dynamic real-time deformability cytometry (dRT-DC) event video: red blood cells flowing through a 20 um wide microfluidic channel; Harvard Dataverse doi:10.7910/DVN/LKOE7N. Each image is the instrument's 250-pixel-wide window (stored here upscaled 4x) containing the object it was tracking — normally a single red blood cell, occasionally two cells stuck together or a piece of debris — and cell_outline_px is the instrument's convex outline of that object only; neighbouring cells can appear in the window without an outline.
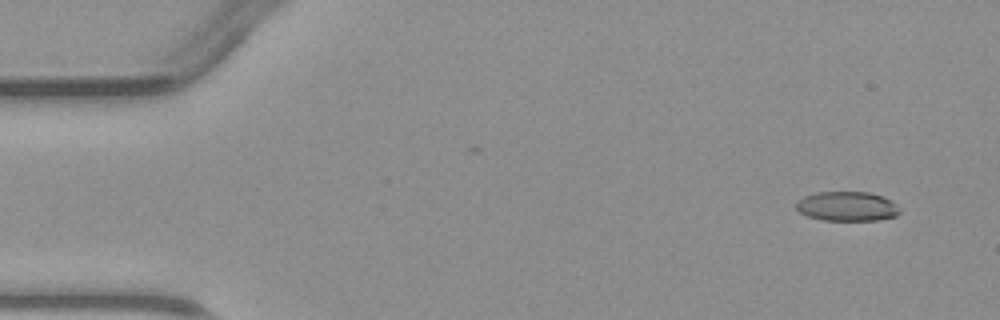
{"species": "common noctule bat (a hibernating species)", "species_latin": "Nyctalus noctula", "temperature_condition": "warm", "stored_images_in_passage": 3, "camera_frame_rate_fps": 3000, "um_per_image_px": 0.085, "animal": {"sex": "male", "body_mass_g": 23.1, "forearm_length_mm": 52.7}, "frame": {"image": 1, "passage_image": 1, "time_ms": 0.0, "image_size_px": [1000, 320], "cell_outline_px": [[900, 212], [896, 216], [876, 220], [820, 220], [808, 216], [800, 212], [796, 208], [796, 204], [804, 196], [816, 192], [868, 192], [884, 196], [896, 204], [900, 208]], "centroid_in_image_um": [72.02, 17.53], "position_along_channel_um": 13.0, "area_um2": 17.8}}
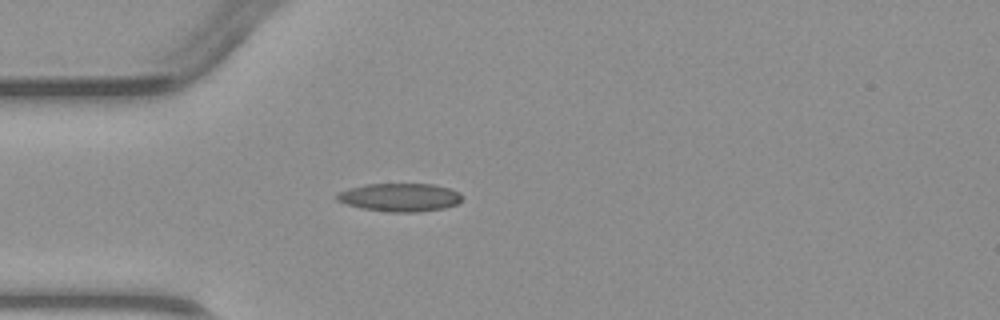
{"frame": {"image": 2, "passage_image": 3, "time_ms": 3.333, "image_size_px": [1000, 320], "cell_outline_px": [[464, 196], [456, 204], [444, 208], [416, 212], [388, 212], [360, 208], [336, 200], [332, 196], [348, 188], [364, 184], [436, 184], [452, 188], [460, 192]], "centroid_in_image_um": [33.99, 16.76], "position_along_channel_um": 51.0, "area_um2": 20.87}}